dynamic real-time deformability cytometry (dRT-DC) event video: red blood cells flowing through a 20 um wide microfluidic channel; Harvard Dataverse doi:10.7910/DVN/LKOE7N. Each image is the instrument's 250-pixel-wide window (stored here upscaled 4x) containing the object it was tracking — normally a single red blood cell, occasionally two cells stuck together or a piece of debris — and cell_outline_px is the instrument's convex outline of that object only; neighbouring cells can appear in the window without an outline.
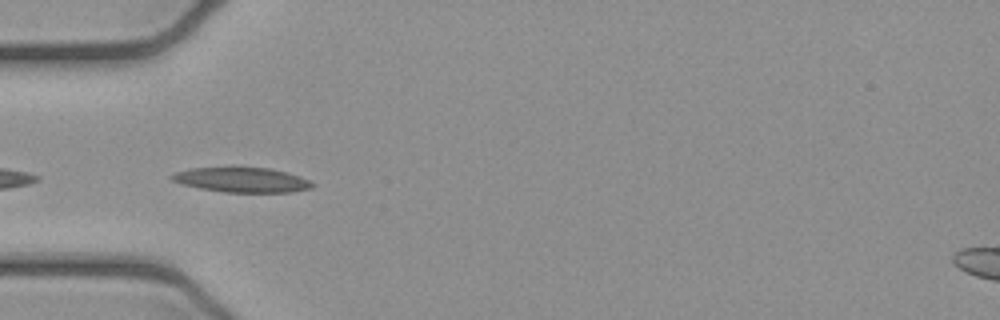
{"species": "common noctule bat (a hibernating species)", "species_latin": "Nyctalus noctula", "temperature_condition": "cold", "stored_images_in_passage": 8, "camera_frame_rate_fps": 3000, "um_per_image_px": 0.085, "animal": {"sex": "female", "body_mass_g": 21.9}, "frame": {"image": 1, "passage_image": 4, "time_ms": 1.0, "image_size_px": [1000, 320], "cell_outline_px": [[316, 184], [312, 188], [292, 192], [224, 192], [200, 188], [184, 184], [172, 180], [168, 176], [176, 172], [188, 168], [268, 168], [284, 172], [308, 180]], "centroid_in_image_um": [20.54, 15.3], "position_along_channel_um": 64.5, "area_um2": 19.94}}
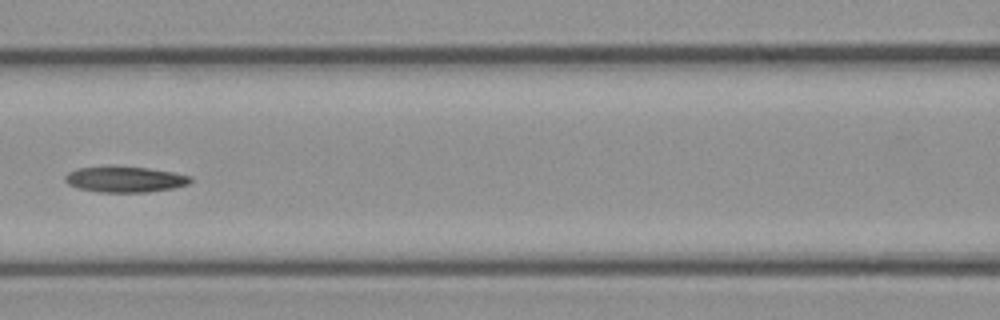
{"frame": {"image": 2, "passage_image": 6, "time_ms": 1.667, "image_size_px": [1000, 320], "cell_outline_px": [[192, 180], [188, 184], [172, 188], [148, 192], [100, 192], [80, 188], [68, 184], [64, 180], [64, 176], [68, 172], [76, 168], [108, 164], [116, 164], [148, 168], [172, 172], [192, 176]], "centroid_in_image_um": [10.57, 15.2], "position_along_channel_um": 156.0, "area_um2": 19.42}}
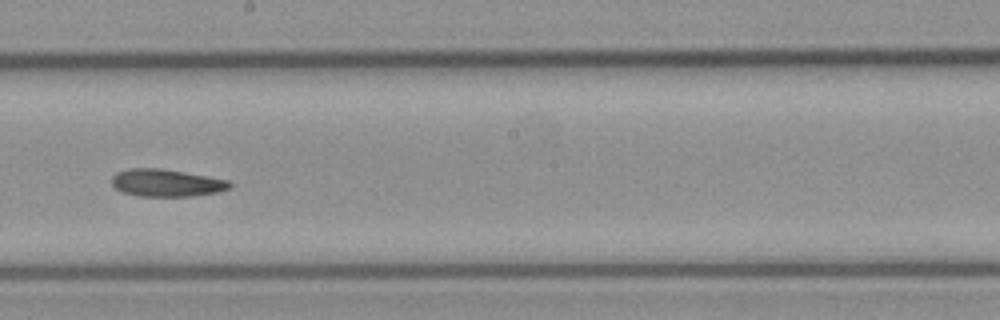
{"frame": {"image": 3, "passage_image": 8, "time_ms": 2.333, "image_size_px": [1000, 320], "cell_outline_px": [[232, 188], [220, 192], [192, 196], [140, 196], [124, 192], [116, 188], [112, 184], [112, 176], [116, 172], [128, 168], [160, 168], [208, 176], [228, 180], [232, 184]], "centroid_in_image_um": [14.18, 15.54], "position_along_channel_um": 234.0, "area_um2": 18.9}}